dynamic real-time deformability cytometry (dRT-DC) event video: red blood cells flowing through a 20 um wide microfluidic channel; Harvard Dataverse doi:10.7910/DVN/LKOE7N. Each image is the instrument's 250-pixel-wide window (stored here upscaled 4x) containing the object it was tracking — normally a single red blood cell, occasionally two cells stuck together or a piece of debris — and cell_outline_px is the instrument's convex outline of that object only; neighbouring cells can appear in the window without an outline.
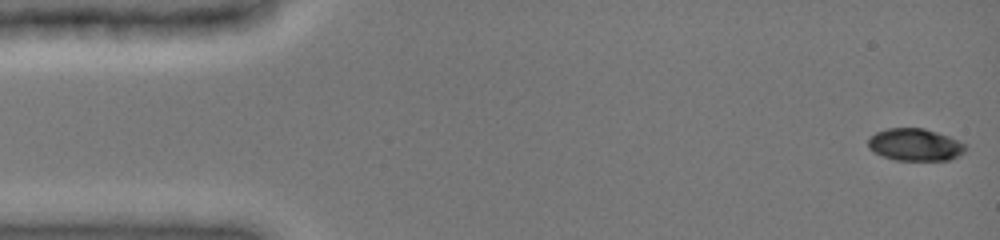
{"species": "common noctule bat (a hibernating species)", "species_latin": "Nyctalus noctula", "temperature_condition": "cold", "stored_images_in_passage": 31, "camera_frame_rate_fps": 3000, "um_per_image_px": 0.085, "animal": {"sex": "female", "body_mass_g": 19.0, "forearm_length_mm": 51.5}, "frame": {"image": 1, "passage_image": 1, "time_ms": 0.0, "image_size_px": [1000, 240], "cell_outline_px": [[964, 152], [960, 156], [948, 160], [896, 160], [884, 156], [868, 148], [868, 140], [876, 132], [888, 128], [924, 128], [948, 136], [964, 144]], "centroid_in_image_um": [77.77, 12.3], "position_along_channel_um": 7.2, "area_um2": 18.03}}
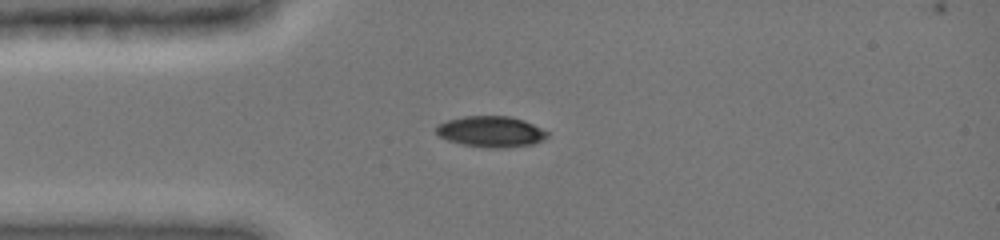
{"frame": {"image": 2, "passage_image": 17, "time_ms": 3.667, "image_size_px": [1000, 240], "cell_outline_px": [[548, 136], [544, 140], [532, 144], [508, 148], [488, 148], [464, 144], [448, 140], [440, 136], [436, 132], [436, 128], [440, 124], [448, 120], [464, 116], [512, 116], [524, 120], [548, 132]], "centroid_in_image_um": [41.77, 11.19], "position_along_channel_um": 43.2, "area_um2": 19.94}}
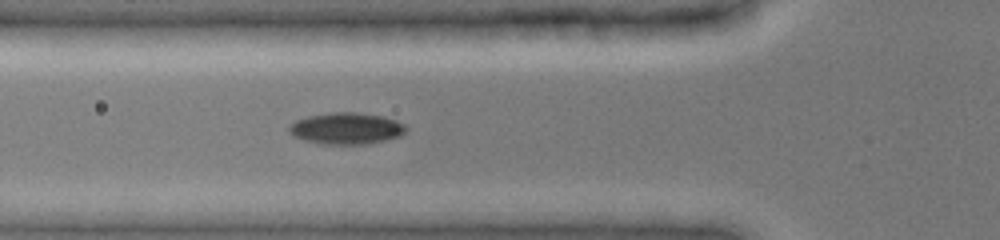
{"frame": {"image": 3, "passage_image": 28, "time_ms": 5.333, "image_size_px": [1000, 240], "cell_outline_px": [[408, 128], [400, 136], [368, 144], [320, 144], [304, 140], [292, 136], [288, 132], [288, 124], [296, 120], [308, 116], [332, 112], [356, 112], [384, 116], [396, 120], [404, 124]], "centroid_in_image_um": [29.41, 10.91], "position_along_channel_um": 96.4, "area_um2": 21.73}}